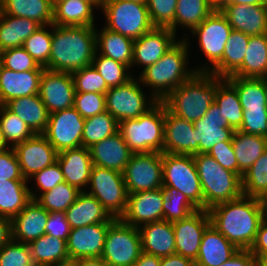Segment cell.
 <instances>
[{
	"mask_svg": "<svg viewBox=\"0 0 267 266\" xmlns=\"http://www.w3.org/2000/svg\"><path fill=\"white\" fill-rule=\"evenodd\" d=\"M211 224L240 250H250L263 221L257 198L242 195L208 210Z\"/></svg>",
	"mask_w": 267,
	"mask_h": 266,
	"instance_id": "cell-1",
	"label": "cell"
},
{
	"mask_svg": "<svg viewBox=\"0 0 267 266\" xmlns=\"http://www.w3.org/2000/svg\"><path fill=\"white\" fill-rule=\"evenodd\" d=\"M95 53V26H57L52 24L49 70L73 73L91 65Z\"/></svg>",
	"mask_w": 267,
	"mask_h": 266,
	"instance_id": "cell-2",
	"label": "cell"
},
{
	"mask_svg": "<svg viewBox=\"0 0 267 266\" xmlns=\"http://www.w3.org/2000/svg\"><path fill=\"white\" fill-rule=\"evenodd\" d=\"M187 34H184L183 38L155 64L141 70L139 77L137 76L143 87L151 88L149 93L158 101H163L174 89L196 73L194 67L188 66L191 52L190 36L187 37Z\"/></svg>",
	"mask_w": 267,
	"mask_h": 266,
	"instance_id": "cell-3",
	"label": "cell"
},
{
	"mask_svg": "<svg viewBox=\"0 0 267 266\" xmlns=\"http://www.w3.org/2000/svg\"><path fill=\"white\" fill-rule=\"evenodd\" d=\"M217 90L218 76L196 72L188 81L174 89L163 102L171 113L194 123L215 103Z\"/></svg>",
	"mask_w": 267,
	"mask_h": 266,
	"instance_id": "cell-4",
	"label": "cell"
},
{
	"mask_svg": "<svg viewBox=\"0 0 267 266\" xmlns=\"http://www.w3.org/2000/svg\"><path fill=\"white\" fill-rule=\"evenodd\" d=\"M203 192V210L243 195L242 178L208 154L193 155Z\"/></svg>",
	"mask_w": 267,
	"mask_h": 266,
	"instance_id": "cell-5",
	"label": "cell"
},
{
	"mask_svg": "<svg viewBox=\"0 0 267 266\" xmlns=\"http://www.w3.org/2000/svg\"><path fill=\"white\" fill-rule=\"evenodd\" d=\"M165 104L158 101L136 119L119 122V132L133 153H163Z\"/></svg>",
	"mask_w": 267,
	"mask_h": 266,
	"instance_id": "cell-6",
	"label": "cell"
},
{
	"mask_svg": "<svg viewBox=\"0 0 267 266\" xmlns=\"http://www.w3.org/2000/svg\"><path fill=\"white\" fill-rule=\"evenodd\" d=\"M100 11L105 17L104 27L133 40L152 30L146 3L128 0H101Z\"/></svg>",
	"mask_w": 267,
	"mask_h": 266,
	"instance_id": "cell-7",
	"label": "cell"
},
{
	"mask_svg": "<svg viewBox=\"0 0 267 266\" xmlns=\"http://www.w3.org/2000/svg\"><path fill=\"white\" fill-rule=\"evenodd\" d=\"M163 187L181 191L198 209L203 210V192L193 155L162 153Z\"/></svg>",
	"mask_w": 267,
	"mask_h": 266,
	"instance_id": "cell-8",
	"label": "cell"
},
{
	"mask_svg": "<svg viewBox=\"0 0 267 266\" xmlns=\"http://www.w3.org/2000/svg\"><path fill=\"white\" fill-rule=\"evenodd\" d=\"M232 30L226 16L220 10H214L197 27L188 32L189 35H194L192 38L198 39V46L208 60L207 63L196 66V72L209 73L222 60Z\"/></svg>",
	"mask_w": 267,
	"mask_h": 266,
	"instance_id": "cell-9",
	"label": "cell"
},
{
	"mask_svg": "<svg viewBox=\"0 0 267 266\" xmlns=\"http://www.w3.org/2000/svg\"><path fill=\"white\" fill-rule=\"evenodd\" d=\"M87 187L86 193L94 196L113 218L120 219L129 195L122 172L93 165Z\"/></svg>",
	"mask_w": 267,
	"mask_h": 266,
	"instance_id": "cell-10",
	"label": "cell"
},
{
	"mask_svg": "<svg viewBox=\"0 0 267 266\" xmlns=\"http://www.w3.org/2000/svg\"><path fill=\"white\" fill-rule=\"evenodd\" d=\"M141 86L139 79L134 76L123 85L109 88L105 93L106 111L118 122L136 119L147 112L158 100L152 94L148 96L144 93Z\"/></svg>",
	"mask_w": 267,
	"mask_h": 266,
	"instance_id": "cell-11",
	"label": "cell"
},
{
	"mask_svg": "<svg viewBox=\"0 0 267 266\" xmlns=\"http://www.w3.org/2000/svg\"><path fill=\"white\" fill-rule=\"evenodd\" d=\"M141 253L139 229L116 219L108 227L101 258L109 266H133Z\"/></svg>",
	"mask_w": 267,
	"mask_h": 266,
	"instance_id": "cell-12",
	"label": "cell"
},
{
	"mask_svg": "<svg viewBox=\"0 0 267 266\" xmlns=\"http://www.w3.org/2000/svg\"><path fill=\"white\" fill-rule=\"evenodd\" d=\"M122 173L128 194L162 188V153H133Z\"/></svg>",
	"mask_w": 267,
	"mask_h": 266,
	"instance_id": "cell-13",
	"label": "cell"
},
{
	"mask_svg": "<svg viewBox=\"0 0 267 266\" xmlns=\"http://www.w3.org/2000/svg\"><path fill=\"white\" fill-rule=\"evenodd\" d=\"M85 119L74 107L50 113L43 135L59 153L67 149L82 147Z\"/></svg>",
	"mask_w": 267,
	"mask_h": 266,
	"instance_id": "cell-14",
	"label": "cell"
},
{
	"mask_svg": "<svg viewBox=\"0 0 267 266\" xmlns=\"http://www.w3.org/2000/svg\"><path fill=\"white\" fill-rule=\"evenodd\" d=\"M74 94L75 88L71 73L43 70L39 96L49 114L74 107Z\"/></svg>",
	"mask_w": 267,
	"mask_h": 266,
	"instance_id": "cell-15",
	"label": "cell"
},
{
	"mask_svg": "<svg viewBox=\"0 0 267 266\" xmlns=\"http://www.w3.org/2000/svg\"><path fill=\"white\" fill-rule=\"evenodd\" d=\"M22 176L29 181L32 176L57 161L58 152L43 134H35L13 147Z\"/></svg>",
	"mask_w": 267,
	"mask_h": 266,
	"instance_id": "cell-16",
	"label": "cell"
},
{
	"mask_svg": "<svg viewBox=\"0 0 267 266\" xmlns=\"http://www.w3.org/2000/svg\"><path fill=\"white\" fill-rule=\"evenodd\" d=\"M163 187L128 195L127 206L120 220L125 224L141 227L163 220Z\"/></svg>",
	"mask_w": 267,
	"mask_h": 266,
	"instance_id": "cell-17",
	"label": "cell"
},
{
	"mask_svg": "<svg viewBox=\"0 0 267 266\" xmlns=\"http://www.w3.org/2000/svg\"><path fill=\"white\" fill-rule=\"evenodd\" d=\"M168 27H154L134 40L133 61L131 68L136 64L143 70L155 64L169 51L179 40Z\"/></svg>",
	"mask_w": 267,
	"mask_h": 266,
	"instance_id": "cell-18",
	"label": "cell"
},
{
	"mask_svg": "<svg viewBox=\"0 0 267 266\" xmlns=\"http://www.w3.org/2000/svg\"><path fill=\"white\" fill-rule=\"evenodd\" d=\"M210 224L208 210H197L187 218L173 222L176 254L195 261L203 233Z\"/></svg>",
	"mask_w": 267,
	"mask_h": 266,
	"instance_id": "cell-19",
	"label": "cell"
},
{
	"mask_svg": "<svg viewBox=\"0 0 267 266\" xmlns=\"http://www.w3.org/2000/svg\"><path fill=\"white\" fill-rule=\"evenodd\" d=\"M112 223H95L71 229L66 242L69 258H101L107 230Z\"/></svg>",
	"mask_w": 267,
	"mask_h": 266,
	"instance_id": "cell-20",
	"label": "cell"
},
{
	"mask_svg": "<svg viewBox=\"0 0 267 266\" xmlns=\"http://www.w3.org/2000/svg\"><path fill=\"white\" fill-rule=\"evenodd\" d=\"M163 153L199 154L194 123L171 113L165 105Z\"/></svg>",
	"mask_w": 267,
	"mask_h": 266,
	"instance_id": "cell-21",
	"label": "cell"
},
{
	"mask_svg": "<svg viewBox=\"0 0 267 266\" xmlns=\"http://www.w3.org/2000/svg\"><path fill=\"white\" fill-rule=\"evenodd\" d=\"M220 107L213 103L206 114L194 122L199 154H207L219 142L232 141L234 130L229 127Z\"/></svg>",
	"mask_w": 267,
	"mask_h": 266,
	"instance_id": "cell-22",
	"label": "cell"
},
{
	"mask_svg": "<svg viewBox=\"0 0 267 266\" xmlns=\"http://www.w3.org/2000/svg\"><path fill=\"white\" fill-rule=\"evenodd\" d=\"M220 11L235 31L248 36L267 34V5L228 4Z\"/></svg>",
	"mask_w": 267,
	"mask_h": 266,
	"instance_id": "cell-23",
	"label": "cell"
},
{
	"mask_svg": "<svg viewBox=\"0 0 267 266\" xmlns=\"http://www.w3.org/2000/svg\"><path fill=\"white\" fill-rule=\"evenodd\" d=\"M43 70L15 72L0 64V105L18 97L39 94Z\"/></svg>",
	"mask_w": 267,
	"mask_h": 266,
	"instance_id": "cell-24",
	"label": "cell"
},
{
	"mask_svg": "<svg viewBox=\"0 0 267 266\" xmlns=\"http://www.w3.org/2000/svg\"><path fill=\"white\" fill-rule=\"evenodd\" d=\"M49 212L35 200H31L25 208L11 219L12 239L29 244L45 235V226Z\"/></svg>",
	"mask_w": 267,
	"mask_h": 266,
	"instance_id": "cell-25",
	"label": "cell"
},
{
	"mask_svg": "<svg viewBox=\"0 0 267 266\" xmlns=\"http://www.w3.org/2000/svg\"><path fill=\"white\" fill-rule=\"evenodd\" d=\"M93 165L123 172L133 152L120 132L97 142L89 148Z\"/></svg>",
	"mask_w": 267,
	"mask_h": 266,
	"instance_id": "cell-26",
	"label": "cell"
},
{
	"mask_svg": "<svg viewBox=\"0 0 267 266\" xmlns=\"http://www.w3.org/2000/svg\"><path fill=\"white\" fill-rule=\"evenodd\" d=\"M57 162L61 167L65 182L81 192L87 190L93 166L88 148L82 146L61 151L58 153Z\"/></svg>",
	"mask_w": 267,
	"mask_h": 266,
	"instance_id": "cell-27",
	"label": "cell"
},
{
	"mask_svg": "<svg viewBox=\"0 0 267 266\" xmlns=\"http://www.w3.org/2000/svg\"><path fill=\"white\" fill-rule=\"evenodd\" d=\"M138 229L141 236L142 252L159 257L176 254L172 222L162 220L147 223Z\"/></svg>",
	"mask_w": 267,
	"mask_h": 266,
	"instance_id": "cell-28",
	"label": "cell"
},
{
	"mask_svg": "<svg viewBox=\"0 0 267 266\" xmlns=\"http://www.w3.org/2000/svg\"><path fill=\"white\" fill-rule=\"evenodd\" d=\"M101 0H63L56 2L53 10V25L95 26V12Z\"/></svg>",
	"mask_w": 267,
	"mask_h": 266,
	"instance_id": "cell-29",
	"label": "cell"
},
{
	"mask_svg": "<svg viewBox=\"0 0 267 266\" xmlns=\"http://www.w3.org/2000/svg\"><path fill=\"white\" fill-rule=\"evenodd\" d=\"M239 249L229 242L212 224L203 233L195 266H218L229 260Z\"/></svg>",
	"mask_w": 267,
	"mask_h": 266,
	"instance_id": "cell-30",
	"label": "cell"
},
{
	"mask_svg": "<svg viewBox=\"0 0 267 266\" xmlns=\"http://www.w3.org/2000/svg\"><path fill=\"white\" fill-rule=\"evenodd\" d=\"M71 229L102 222H114L102 204L90 194L82 191L75 202L65 211Z\"/></svg>",
	"mask_w": 267,
	"mask_h": 266,
	"instance_id": "cell-31",
	"label": "cell"
},
{
	"mask_svg": "<svg viewBox=\"0 0 267 266\" xmlns=\"http://www.w3.org/2000/svg\"><path fill=\"white\" fill-rule=\"evenodd\" d=\"M96 28L97 27L95 26L96 52L121 62L131 69L134 40L105 27H102L101 30H97Z\"/></svg>",
	"mask_w": 267,
	"mask_h": 266,
	"instance_id": "cell-32",
	"label": "cell"
},
{
	"mask_svg": "<svg viewBox=\"0 0 267 266\" xmlns=\"http://www.w3.org/2000/svg\"><path fill=\"white\" fill-rule=\"evenodd\" d=\"M5 106L23 120L35 134L45 132L49 113L39 94L12 99Z\"/></svg>",
	"mask_w": 267,
	"mask_h": 266,
	"instance_id": "cell-33",
	"label": "cell"
},
{
	"mask_svg": "<svg viewBox=\"0 0 267 266\" xmlns=\"http://www.w3.org/2000/svg\"><path fill=\"white\" fill-rule=\"evenodd\" d=\"M41 26L35 20L3 14L0 11V50L22 46Z\"/></svg>",
	"mask_w": 267,
	"mask_h": 266,
	"instance_id": "cell-34",
	"label": "cell"
},
{
	"mask_svg": "<svg viewBox=\"0 0 267 266\" xmlns=\"http://www.w3.org/2000/svg\"><path fill=\"white\" fill-rule=\"evenodd\" d=\"M232 147L238 162V175L242 178L267 149V137L236 130L232 137Z\"/></svg>",
	"mask_w": 267,
	"mask_h": 266,
	"instance_id": "cell-35",
	"label": "cell"
},
{
	"mask_svg": "<svg viewBox=\"0 0 267 266\" xmlns=\"http://www.w3.org/2000/svg\"><path fill=\"white\" fill-rule=\"evenodd\" d=\"M54 6L51 0H3V14L35 20L42 26L53 24Z\"/></svg>",
	"mask_w": 267,
	"mask_h": 266,
	"instance_id": "cell-36",
	"label": "cell"
},
{
	"mask_svg": "<svg viewBox=\"0 0 267 266\" xmlns=\"http://www.w3.org/2000/svg\"><path fill=\"white\" fill-rule=\"evenodd\" d=\"M267 75V34L250 36L242 66L229 77L263 78Z\"/></svg>",
	"mask_w": 267,
	"mask_h": 266,
	"instance_id": "cell-37",
	"label": "cell"
},
{
	"mask_svg": "<svg viewBox=\"0 0 267 266\" xmlns=\"http://www.w3.org/2000/svg\"><path fill=\"white\" fill-rule=\"evenodd\" d=\"M250 36L232 30L223 51L222 60L209 72L220 78L232 76L241 66Z\"/></svg>",
	"mask_w": 267,
	"mask_h": 266,
	"instance_id": "cell-38",
	"label": "cell"
},
{
	"mask_svg": "<svg viewBox=\"0 0 267 266\" xmlns=\"http://www.w3.org/2000/svg\"><path fill=\"white\" fill-rule=\"evenodd\" d=\"M27 180H0V216L12 219L31 201Z\"/></svg>",
	"mask_w": 267,
	"mask_h": 266,
	"instance_id": "cell-39",
	"label": "cell"
},
{
	"mask_svg": "<svg viewBox=\"0 0 267 266\" xmlns=\"http://www.w3.org/2000/svg\"><path fill=\"white\" fill-rule=\"evenodd\" d=\"M28 245L36 266H55L69 258L66 241L58 237L45 234Z\"/></svg>",
	"mask_w": 267,
	"mask_h": 266,
	"instance_id": "cell-40",
	"label": "cell"
},
{
	"mask_svg": "<svg viewBox=\"0 0 267 266\" xmlns=\"http://www.w3.org/2000/svg\"><path fill=\"white\" fill-rule=\"evenodd\" d=\"M214 9L209 0H178L174 23L169 27L175 34L180 26L192 30L205 20Z\"/></svg>",
	"mask_w": 267,
	"mask_h": 266,
	"instance_id": "cell-41",
	"label": "cell"
},
{
	"mask_svg": "<svg viewBox=\"0 0 267 266\" xmlns=\"http://www.w3.org/2000/svg\"><path fill=\"white\" fill-rule=\"evenodd\" d=\"M215 103L220 107L223 119L234 131L239 130L243 121V108L236 89L225 79L218 77Z\"/></svg>",
	"mask_w": 267,
	"mask_h": 266,
	"instance_id": "cell-42",
	"label": "cell"
},
{
	"mask_svg": "<svg viewBox=\"0 0 267 266\" xmlns=\"http://www.w3.org/2000/svg\"><path fill=\"white\" fill-rule=\"evenodd\" d=\"M237 91L243 110L267 109L262 78H225Z\"/></svg>",
	"mask_w": 267,
	"mask_h": 266,
	"instance_id": "cell-43",
	"label": "cell"
},
{
	"mask_svg": "<svg viewBox=\"0 0 267 266\" xmlns=\"http://www.w3.org/2000/svg\"><path fill=\"white\" fill-rule=\"evenodd\" d=\"M118 130L119 122L108 111L87 118L82 133V146L89 149Z\"/></svg>",
	"mask_w": 267,
	"mask_h": 266,
	"instance_id": "cell-44",
	"label": "cell"
},
{
	"mask_svg": "<svg viewBox=\"0 0 267 266\" xmlns=\"http://www.w3.org/2000/svg\"><path fill=\"white\" fill-rule=\"evenodd\" d=\"M81 191L67 182L42 193L35 201L50 212H65L77 199Z\"/></svg>",
	"mask_w": 267,
	"mask_h": 266,
	"instance_id": "cell-45",
	"label": "cell"
},
{
	"mask_svg": "<svg viewBox=\"0 0 267 266\" xmlns=\"http://www.w3.org/2000/svg\"><path fill=\"white\" fill-rule=\"evenodd\" d=\"M0 127L10 148L35 135L29 126L5 105H0Z\"/></svg>",
	"mask_w": 267,
	"mask_h": 266,
	"instance_id": "cell-46",
	"label": "cell"
},
{
	"mask_svg": "<svg viewBox=\"0 0 267 266\" xmlns=\"http://www.w3.org/2000/svg\"><path fill=\"white\" fill-rule=\"evenodd\" d=\"M163 220L175 222L187 218L198 209L179 190L163 187Z\"/></svg>",
	"mask_w": 267,
	"mask_h": 266,
	"instance_id": "cell-47",
	"label": "cell"
},
{
	"mask_svg": "<svg viewBox=\"0 0 267 266\" xmlns=\"http://www.w3.org/2000/svg\"><path fill=\"white\" fill-rule=\"evenodd\" d=\"M92 65L106 81L109 88L127 83L134 76L131 69L118 61L105 57L98 52L95 53Z\"/></svg>",
	"mask_w": 267,
	"mask_h": 266,
	"instance_id": "cell-48",
	"label": "cell"
},
{
	"mask_svg": "<svg viewBox=\"0 0 267 266\" xmlns=\"http://www.w3.org/2000/svg\"><path fill=\"white\" fill-rule=\"evenodd\" d=\"M51 44L52 24L41 26L40 29L23 42L22 47L40 66L49 70Z\"/></svg>",
	"mask_w": 267,
	"mask_h": 266,
	"instance_id": "cell-49",
	"label": "cell"
},
{
	"mask_svg": "<svg viewBox=\"0 0 267 266\" xmlns=\"http://www.w3.org/2000/svg\"><path fill=\"white\" fill-rule=\"evenodd\" d=\"M267 190V149L242 176L243 195L257 198Z\"/></svg>",
	"mask_w": 267,
	"mask_h": 266,
	"instance_id": "cell-50",
	"label": "cell"
},
{
	"mask_svg": "<svg viewBox=\"0 0 267 266\" xmlns=\"http://www.w3.org/2000/svg\"><path fill=\"white\" fill-rule=\"evenodd\" d=\"M71 75L75 93L95 92L105 94L109 90L106 81L92 64L74 71Z\"/></svg>",
	"mask_w": 267,
	"mask_h": 266,
	"instance_id": "cell-51",
	"label": "cell"
},
{
	"mask_svg": "<svg viewBox=\"0 0 267 266\" xmlns=\"http://www.w3.org/2000/svg\"><path fill=\"white\" fill-rule=\"evenodd\" d=\"M32 178L33 182H35L32 189H36L34 191L29 189L31 200H36L42 193L53 189L59 183L65 182L61 167L57 161L32 176L31 181Z\"/></svg>",
	"mask_w": 267,
	"mask_h": 266,
	"instance_id": "cell-52",
	"label": "cell"
},
{
	"mask_svg": "<svg viewBox=\"0 0 267 266\" xmlns=\"http://www.w3.org/2000/svg\"><path fill=\"white\" fill-rule=\"evenodd\" d=\"M0 266H35L29 245L11 239L0 248Z\"/></svg>",
	"mask_w": 267,
	"mask_h": 266,
	"instance_id": "cell-53",
	"label": "cell"
},
{
	"mask_svg": "<svg viewBox=\"0 0 267 266\" xmlns=\"http://www.w3.org/2000/svg\"><path fill=\"white\" fill-rule=\"evenodd\" d=\"M0 64L15 72L45 69L40 66L22 46L1 51Z\"/></svg>",
	"mask_w": 267,
	"mask_h": 266,
	"instance_id": "cell-54",
	"label": "cell"
},
{
	"mask_svg": "<svg viewBox=\"0 0 267 266\" xmlns=\"http://www.w3.org/2000/svg\"><path fill=\"white\" fill-rule=\"evenodd\" d=\"M178 0H146L149 16L155 27H170L174 23Z\"/></svg>",
	"mask_w": 267,
	"mask_h": 266,
	"instance_id": "cell-55",
	"label": "cell"
},
{
	"mask_svg": "<svg viewBox=\"0 0 267 266\" xmlns=\"http://www.w3.org/2000/svg\"><path fill=\"white\" fill-rule=\"evenodd\" d=\"M74 108L84 118H90L106 111L105 94L86 92L74 94Z\"/></svg>",
	"mask_w": 267,
	"mask_h": 266,
	"instance_id": "cell-56",
	"label": "cell"
},
{
	"mask_svg": "<svg viewBox=\"0 0 267 266\" xmlns=\"http://www.w3.org/2000/svg\"><path fill=\"white\" fill-rule=\"evenodd\" d=\"M239 131L267 137V109L243 110V121Z\"/></svg>",
	"mask_w": 267,
	"mask_h": 266,
	"instance_id": "cell-57",
	"label": "cell"
},
{
	"mask_svg": "<svg viewBox=\"0 0 267 266\" xmlns=\"http://www.w3.org/2000/svg\"><path fill=\"white\" fill-rule=\"evenodd\" d=\"M207 154L226 170L238 174V162L232 147V141L217 143Z\"/></svg>",
	"mask_w": 267,
	"mask_h": 266,
	"instance_id": "cell-58",
	"label": "cell"
},
{
	"mask_svg": "<svg viewBox=\"0 0 267 266\" xmlns=\"http://www.w3.org/2000/svg\"><path fill=\"white\" fill-rule=\"evenodd\" d=\"M0 180H26L13 148L0 152Z\"/></svg>",
	"mask_w": 267,
	"mask_h": 266,
	"instance_id": "cell-59",
	"label": "cell"
},
{
	"mask_svg": "<svg viewBox=\"0 0 267 266\" xmlns=\"http://www.w3.org/2000/svg\"><path fill=\"white\" fill-rule=\"evenodd\" d=\"M71 228L66 219L65 212H50L45 226V234L64 239L66 242Z\"/></svg>",
	"mask_w": 267,
	"mask_h": 266,
	"instance_id": "cell-60",
	"label": "cell"
},
{
	"mask_svg": "<svg viewBox=\"0 0 267 266\" xmlns=\"http://www.w3.org/2000/svg\"><path fill=\"white\" fill-rule=\"evenodd\" d=\"M250 251L253 255H260L267 253V220H263L258 228L255 242Z\"/></svg>",
	"mask_w": 267,
	"mask_h": 266,
	"instance_id": "cell-61",
	"label": "cell"
},
{
	"mask_svg": "<svg viewBox=\"0 0 267 266\" xmlns=\"http://www.w3.org/2000/svg\"><path fill=\"white\" fill-rule=\"evenodd\" d=\"M218 266H255V256L250 250H238L229 260Z\"/></svg>",
	"mask_w": 267,
	"mask_h": 266,
	"instance_id": "cell-62",
	"label": "cell"
},
{
	"mask_svg": "<svg viewBox=\"0 0 267 266\" xmlns=\"http://www.w3.org/2000/svg\"><path fill=\"white\" fill-rule=\"evenodd\" d=\"M160 266H195V261L182 255L173 254L161 257Z\"/></svg>",
	"mask_w": 267,
	"mask_h": 266,
	"instance_id": "cell-63",
	"label": "cell"
},
{
	"mask_svg": "<svg viewBox=\"0 0 267 266\" xmlns=\"http://www.w3.org/2000/svg\"><path fill=\"white\" fill-rule=\"evenodd\" d=\"M12 239L11 219L0 216V248Z\"/></svg>",
	"mask_w": 267,
	"mask_h": 266,
	"instance_id": "cell-64",
	"label": "cell"
},
{
	"mask_svg": "<svg viewBox=\"0 0 267 266\" xmlns=\"http://www.w3.org/2000/svg\"><path fill=\"white\" fill-rule=\"evenodd\" d=\"M161 257L142 252L133 266H160Z\"/></svg>",
	"mask_w": 267,
	"mask_h": 266,
	"instance_id": "cell-65",
	"label": "cell"
},
{
	"mask_svg": "<svg viewBox=\"0 0 267 266\" xmlns=\"http://www.w3.org/2000/svg\"><path fill=\"white\" fill-rule=\"evenodd\" d=\"M80 266H109L102 258L80 259Z\"/></svg>",
	"mask_w": 267,
	"mask_h": 266,
	"instance_id": "cell-66",
	"label": "cell"
},
{
	"mask_svg": "<svg viewBox=\"0 0 267 266\" xmlns=\"http://www.w3.org/2000/svg\"><path fill=\"white\" fill-rule=\"evenodd\" d=\"M263 220H267V190L257 197Z\"/></svg>",
	"mask_w": 267,
	"mask_h": 266,
	"instance_id": "cell-67",
	"label": "cell"
},
{
	"mask_svg": "<svg viewBox=\"0 0 267 266\" xmlns=\"http://www.w3.org/2000/svg\"><path fill=\"white\" fill-rule=\"evenodd\" d=\"M228 4L266 5L265 0H227Z\"/></svg>",
	"mask_w": 267,
	"mask_h": 266,
	"instance_id": "cell-68",
	"label": "cell"
},
{
	"mask_svg": "<svg viewBox=\"0 0 267 266\" xmlns=\"http://www.w3.org/2000/svg\"><path fill=\"white\" fill-rule=\"evenodd\" d=\"M55 266H80V259L68 258L56 264Z\"/></svg>",
	"mask_w": 267,
	"mask_h": 266,
	"instance_id": "cell-69",
	"label": "cell"
},
{
	"mask_svg": "<svg viewBox=\"0 0 267 266\" xmlns=\"http://www.w3.org/2000/svg\"><path fill=\"white\" fill-rule=\"evenodd\" d=\"M214 10H222L227 5V0H209Z\"/></svg>",
	"mask_w": 267,
	"mask_h": 266,
	"instance_id": "cell-70",
	"label": "cell"
},
{
	"mask_svg": "<svg viewBox=\"0 0 267 266\" xmlns=\"http://www.w3.org/2000/svg\"><path fill=\"white\" fill-rule=\"evenodd\" d=\"M254 256H255V266H267V253Z\"/></svg>",
	"mask_w": 267,
	"mask_h": 266,
	"instance_id": "cell-71",
	"label": "cell"
},
{
	"mask_svg": "<svg viewBox=\"0 0 267 266\" xmlns=\"http://www.w3.org/2000/svg\"><path fill=\"white\" fill-rule=\"evenodd\" d=\"M9 148L10 147L5 142V139H4L3 133L1 131V127H0V152L5 151V150H7Z\"/></svg>",
	"mask_w": 267,
	"mask_h": 266,
	"instance_id": "cell-72",
	"label": "cell"
},
{
	"mask_svg": "<svg viewBox=\"0 0 267 266\" xmlns=\"http://www.w3.org/2000/svg\"><path fill=\"white\" fill-rule=\"evenodd\" d=\"M264 82V88H265V96H266V107H267V75L262 78Z\"/></svg>",
	"mask_w": 267,
	"mask_h": 266,
	"instance_id": "cell-73",
	"label": "cell"
},
{
	"mask_svg": "<svg viewBox=\"0 0 267 266\" xmlns=\"http://www.w3.org/2000/svg\"><path fill=\"white\" fill-rule=\"evenodd\" d=\"M128 1H136V2L146 3V0H128Z\"/></svg>",
	"mask_w": 267,
	"mask_h": 266,
	"instance_id": "cell-74",
	"label": "cell"
},
{
	"mask_svg": "<svg viewBox=\"0 0 267 266\" xmlns=\"http://www.w3.org/2000/svg\"><path fill=\"white\" fill-rule=\"evenodd\" d=\"M52 1V4L54 5L56 2H60V1H63V0H51Z\"/></svg>",
	"mask_w": 267,
	"mask_h": 266,
	"instance_id": "cell-75",
	"label": "cell"
}]
</instances>
